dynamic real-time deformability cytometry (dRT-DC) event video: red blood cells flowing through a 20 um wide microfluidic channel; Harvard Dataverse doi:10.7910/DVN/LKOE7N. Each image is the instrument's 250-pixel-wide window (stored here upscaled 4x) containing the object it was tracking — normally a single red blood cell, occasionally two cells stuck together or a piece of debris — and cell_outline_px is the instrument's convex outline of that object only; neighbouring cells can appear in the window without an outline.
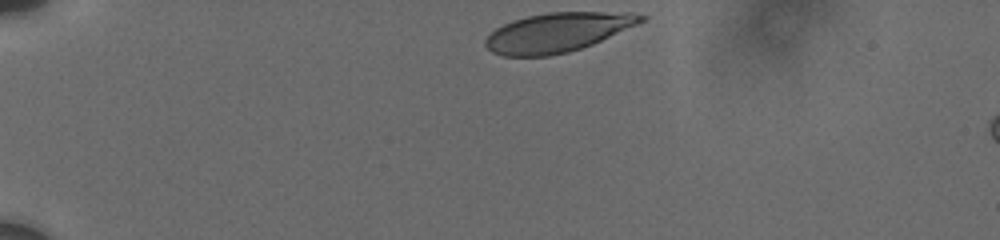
{"species": "human", "species_latin": "Homo sapiens", "temperature_condition": "cold", "stored_images_in_passage": 13, "camera_frame_rate_fps": 3000, "um_per_image_px": 0.085, "donor": {"sex": "male"}, "frame": {"image": 1, "passage_image": 1, "time_ms": 0.0, "image_size_px": [1000, 240], "cell_outline_px": [[648, 16], [644, 20], [636, 24], [592, 44], [568, 52], [548, 56], [504, 56], [492, 52], [484, 44], [484, 40], [496, 28], [512, 20], [528, 16], [548, 12], [628, 12]], "centroid_in_image_um": [47.36, 2.75], "position_along_channel_um": 37.6, "area_um2": 35.2}}
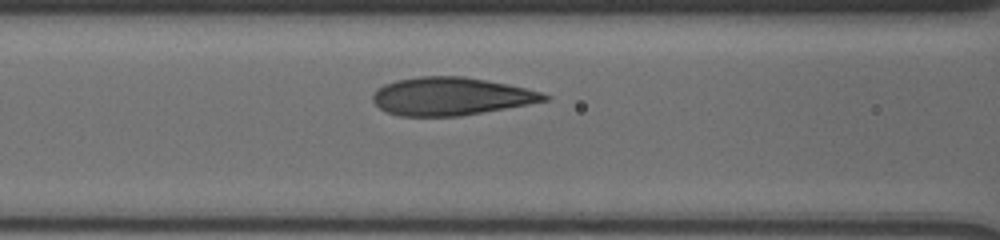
{"frame": {"image": 2, "passage_image": 10, "time_ms": 4.333, "image_size_px": [1000, 240], "cell_outline_px": [[552, 96], [548, 100], [528, 104], [460, 116], [400, 116], [388, 112], [380, 108], [372, 100], [372, 96], [384, 84], [396, 80], [420, 76], [464, 76], [488, 80], [508, 84], [540, 92]], "centroid_in_image_um": [38.33, 8.18], "position_along_channel_um": 128.3, "area_um2": 37.69}}
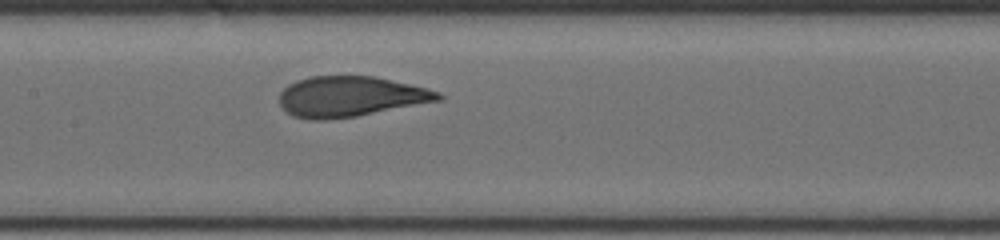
{"frame": {"image": 3, "passage_image": 13, "time_ms": 5.667, "image_size_px": [1000, 240], "cell_outline_px": [[444, 96], [440, 100], [356, 116], [324, 120], [312, 120], [292, 116], [280, 104], [280, 92], [288, 84], [296, 80], [308, 76], [376, 76], [428, 88], [440, 92]], "centroid_in_image_um": [29.78, 8.19], "position_along_channel_um": 177.6, "area_um2": 37.4}}